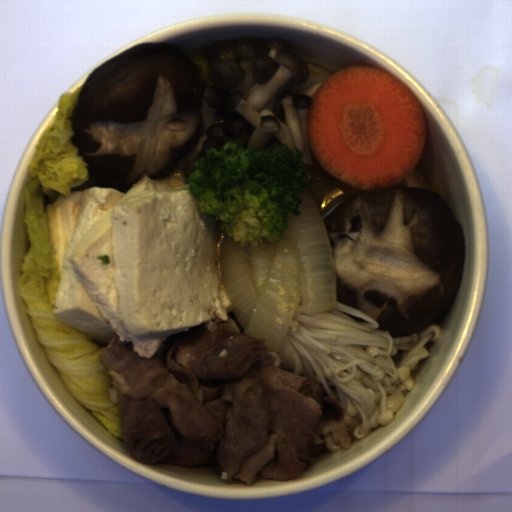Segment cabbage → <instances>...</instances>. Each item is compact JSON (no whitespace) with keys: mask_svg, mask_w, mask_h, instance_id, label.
Masks as SVG:
<instances>
[{"mask_svg":"<svg viewBox=\"0 0 512 512\" xmlns=\"http://www.w3.org/2000/svg\"><path fill=\"white\" fill-rule=\"evenodd\" d=\"M82 87L59 97L57 112L29 162L30 183L23 191L29 247L21 260L18 286L23 309L61 383L115 439L124 440L109 392L112 380L101 357L103 347L53 313L61 275L47 206L89 178L83 155L70 142L72 113Z\"/></svg>","mask_w":512,"mask_h":512,"instance_id":"cabbage-1","label":"cabbage"}]
</instances>
